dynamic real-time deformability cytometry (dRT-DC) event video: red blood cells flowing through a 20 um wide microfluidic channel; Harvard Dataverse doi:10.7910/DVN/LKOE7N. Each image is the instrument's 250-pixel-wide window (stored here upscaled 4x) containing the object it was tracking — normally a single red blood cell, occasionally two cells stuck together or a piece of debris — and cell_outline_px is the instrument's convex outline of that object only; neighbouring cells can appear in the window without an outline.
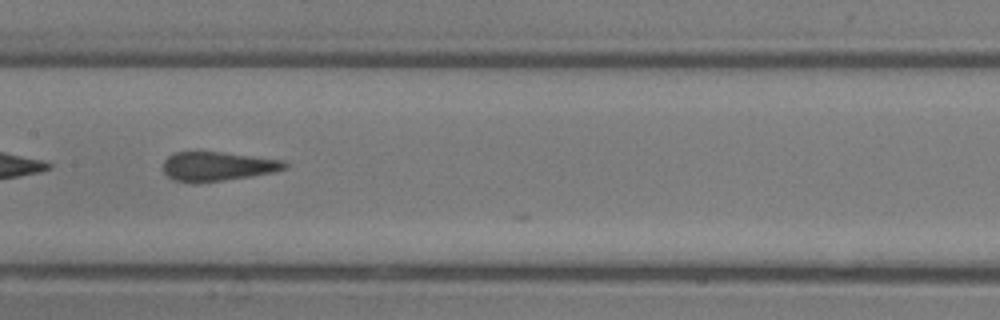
{"species": "common noctule bat (a hibernating species)", "species_latin": "Nyctalus noctula", "temperature_condition": "room temperature", "stored_images_in_passage": 23, "camera_frame_rate_fps": 3000, "um_per_image_px": 0.085, "animal": {"sex": "male", "body_mass_g": 13.3}, "frame": {"image": 1, "passage_image": 10, "time_ms": 3.0, "image_size_px": [1000, 320], "cell_outline_px": [[288, 168], [272, 172], [252, 176], [220, 180], [172, 180], [164, 172], [164, 160], [168, 156], [176, 152], [196, 148], [284, 160], [288, 164]], "centroid_in_image_um": [18.5, 14.05], "position_along_channel_um": 188.9, "area_um2": 20.81}}
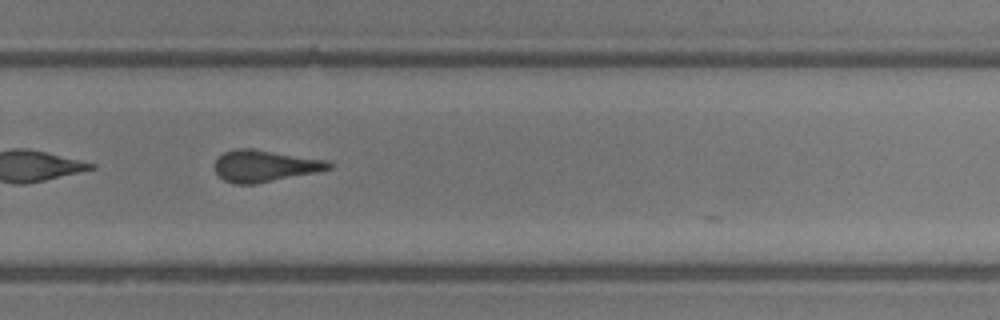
{"frame": {"image": 2, "passage_image": 16, "time_ms": 5.0, "image_size_px": [1000, 320], "cell_outline_px": [[336, 164], [332, 168], [316, 172], [256, 184], [232, 184], [224, 180], [216, 172], [216, 160], [224, 152], [236, 148], [252, 148], [324, 160]], "centroid_in_image_um": [22.51, 14.11], "position_along_channel_um": 307.3, "area_um2": 20.92}}